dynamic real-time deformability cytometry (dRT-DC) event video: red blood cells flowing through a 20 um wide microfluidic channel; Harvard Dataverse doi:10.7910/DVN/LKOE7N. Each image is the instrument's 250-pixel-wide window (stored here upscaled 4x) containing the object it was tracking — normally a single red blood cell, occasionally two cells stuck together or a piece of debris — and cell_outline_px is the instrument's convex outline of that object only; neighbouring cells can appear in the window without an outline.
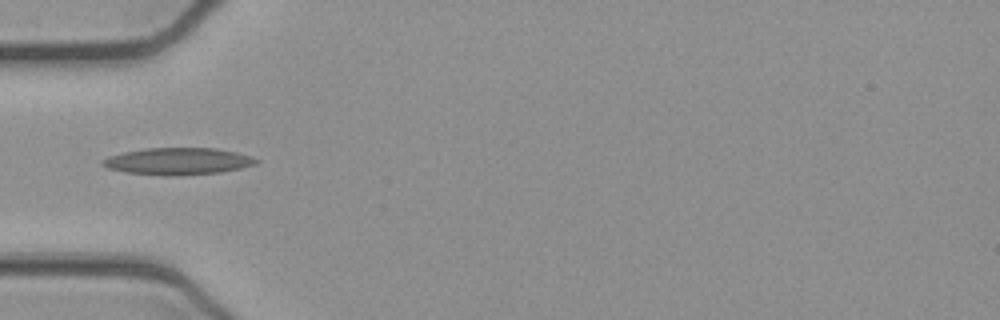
{"species": "common noctule bat (a hibernating species)", "species_latin": "Nyctalus noctula", "temperature_condition": "cold", "stored_images_in_passage": 15, "camera_frame_rate_fps": 3000, "um_per_image_px": 0.085, "animal": {"sex": "female", "body_mass_g": 21.9}, "frame": {"image": 1, "passage_image": 1, "time_ms": 0.0, "image_size_px": [1000, 320], "cell_outline_px": [[260, 160], [256, 164], [240, 168], [220, 172], [176, 176], [160, 176], [124, 172], [108, 168], [100, 164], [100, 160], [108, 156], [124, 152], [148, 148], [216, 148], [236, 152]], "centroid_in_image_um": [15.07, 13.71], "position_along_channel_um": 69.9, "area_um2": 24.22}}
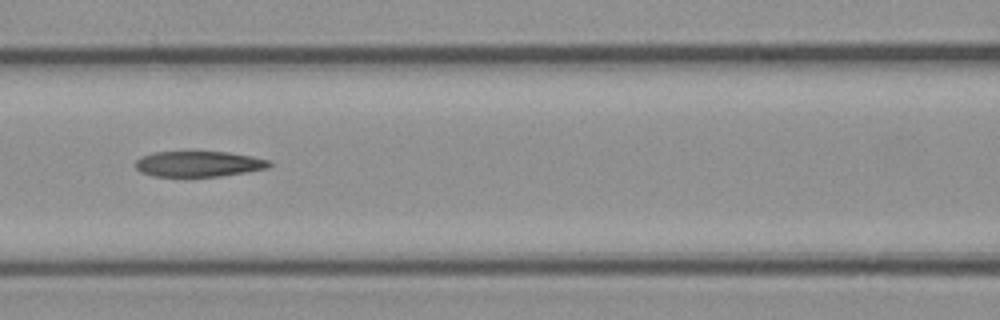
{"frame": {"image": 2, "passage_image": 7, "time_ms": 2.0, "image_size_px": [1000, 320], "cell_outline_px": [[272, 164], [268, 168], [220, 176], [152, 176], [140, 172], [136, 168], [136, 160], [140, 156], [152, 152], [228, 152], [252, 156], [272, 160]], "centroid_in_image_um": [16.89, 13.92], "position_along_channel_um": 149.7, "area_um2": 20.0}}
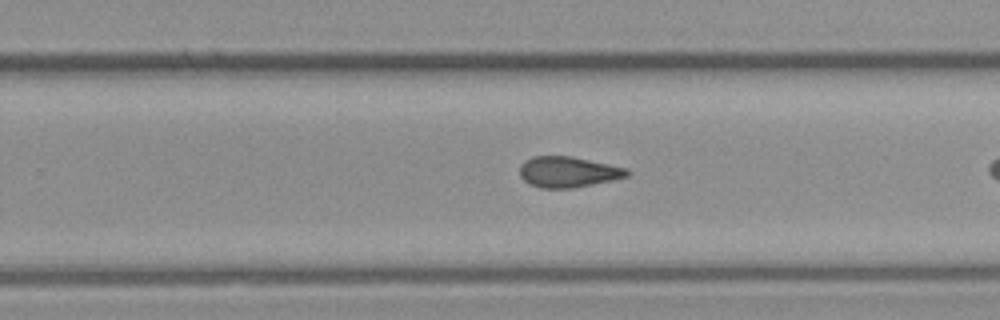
{"frame": {"image": 3, "passage_image": 14, "time_ms": 4.333, "image_size_px": [1000, 320], "cell_outline_px": [[632, 172], [628, 176], [612, 180], [572, 188], [540, 188], [528, 184], [520, 176], [520, 164], [524, 160], [532, 156], [572, 156], [628, 168]], "centroid_in_image_um": [48.28, 14.61], "position_along_channel_um": 281.5, "area_um2": 19.42}}